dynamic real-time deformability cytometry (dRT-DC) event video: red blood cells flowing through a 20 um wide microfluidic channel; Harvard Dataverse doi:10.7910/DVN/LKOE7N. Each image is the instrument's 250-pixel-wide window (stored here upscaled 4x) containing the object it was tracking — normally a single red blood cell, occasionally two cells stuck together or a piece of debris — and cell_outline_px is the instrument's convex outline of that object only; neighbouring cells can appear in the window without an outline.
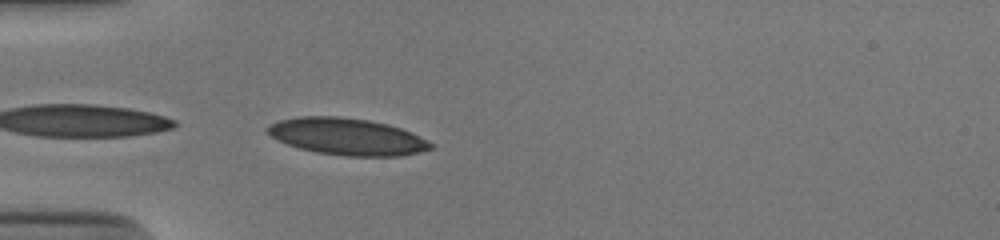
{"species": "human", "species_latin": "Homo sapiens", "temperature_condition": "cold", "stored_images_in_passage": 37, "camera_frame_rate_fps": 3000, "um_per_image_px": 0.085, "donor": {"sex": "male"}, "frame": {"image": 1, "passage_image": 1, "time_ms": 0.0, "image_size_px": [1000, 240], "cell_outline_px": [[432, 148], [420, 152], [400, 156], [344, 156], [316, 152], [300, 148], [276, 140], [264, 132], [264, 128], [268, 124], [280, 120], [300, 116], [340, 116], [368, 120], [388, 124], [412, 132], [432, 144]], "centroid_in_image_um": [29.44, 11.6], "position_along_channel_um": 55.6, "area_um2": 35.2}}
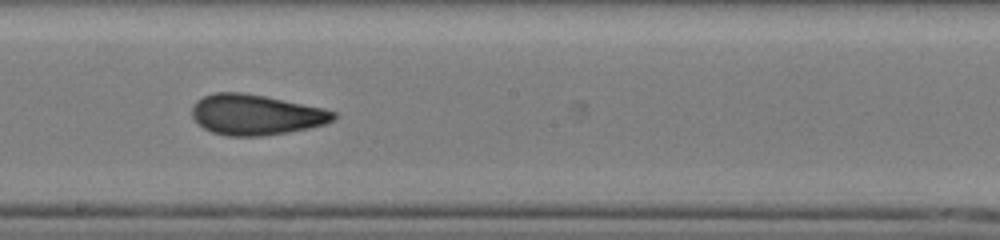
{"frame": {"image": 2, "passage_image": 15, "time_ms": 4.667, "image_size_px": [1000, 240], "cell_outline_px": [[336, 116], [332, 120], [324, 124], [308, 128], [288, 132], [260, 136], [228, 136], [212, 132], [204, 128], [192, 116], [192, 104], [196, 100], [204, 96], [216, 92], [240, 92], [264, 96], [324, 108], [336, 112]], "centroid_in_image_um": [21.73, 9.74], "position_along_channel_um": 226.5, "area_um2": 33.18}}
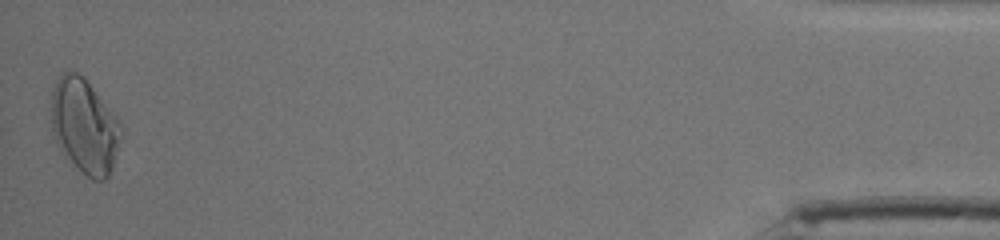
{"frame": {"image": 3, "passage_image": 37, "time_ms": 12.0, "image_size_px": [1000, 240], "cell_outline_px": [[120, 124], [112, 168], [108, 176], [104, 180], [92, 180], [72, 168], [60, 148], [56, 140], [52, 128], [52, 92], [56, 80], [68, 68], [84, 76], [116, 116]], "centroid_in_image_um": [7.13, 10.71], "position_along_channel_um": 428.1, "area_um2": 38.15}, "authors_computed_cell_mechanics": {"area_um2": 33.4662, "velocity_mm_per_s": 3.889, "shape_relaxation_time_tau1_ms": 7.7138, "shape_relaxation_time_tau2_ms": 1.5306, "deformation_change_tau1": 0.182, "deformation_change_tau2": 0.0763}}